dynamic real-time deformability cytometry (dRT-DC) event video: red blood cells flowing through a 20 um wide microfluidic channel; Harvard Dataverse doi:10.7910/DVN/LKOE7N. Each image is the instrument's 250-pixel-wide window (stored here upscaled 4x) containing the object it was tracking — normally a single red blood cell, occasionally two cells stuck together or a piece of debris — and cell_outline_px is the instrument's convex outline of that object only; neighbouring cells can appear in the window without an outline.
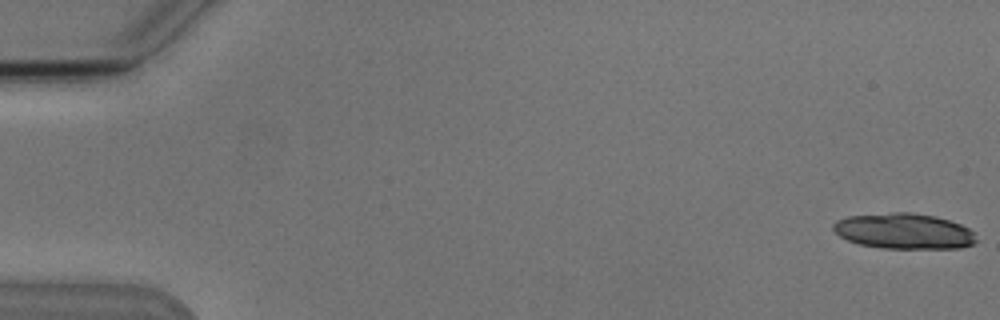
{"species": "Egyptian fruit bat (a non-hibernating species)", "species_latin": "Rousettus aegyptiacus", "temperature_condition": "cold", "stored_images_in_passage": 11, "camera_frame_rate_fps": 3000, "um_per_image_px": 0.085, "animal": {"sex": "male"}, "frame": {"image": 1, "passage_image": 1, "time_ms": 0.0, "image_size_px": [1000, 320], "cell_outline_px": [[976, 244], [960, 248], [884, 248], [860, 244], [848, 240], [840, 236], [832, 228], [832, 224], [836, 220], [848, 216], [892, 212], [912, 212], [936, 216], [960, 224], [968, 228], [972, 232], [976, 240]], "centroid_in_image_um": [76.83, 19.64], "position_along_channel_um": 8.2, "area_um2": 29.65}}
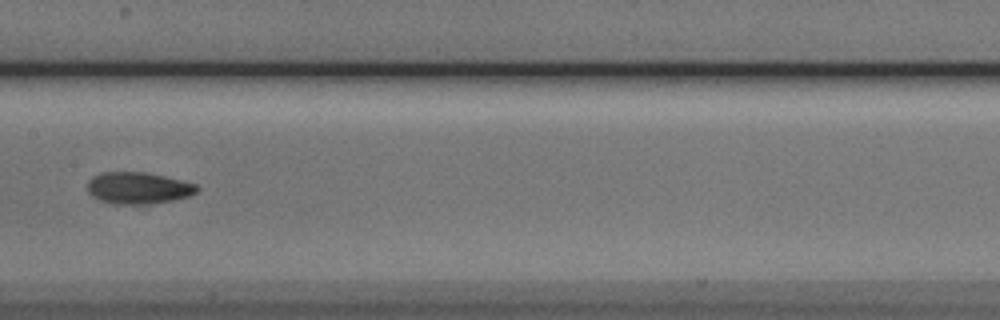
{"frame": {"image": 2, "passage_image": 8, "time_ms": 9.333, "image_size_px": [1000, 320], "cell_outline_px": [[200, 188], [196, 192], [188, 196], [172, 200], [144, 204], [120, 204], [100, 200], [92, 196], [88, 192], [88, 180], [92, 176], [100, 172], [148, 172], [196, 184]], "centroid_in_image_um": [11.73, 15.96], "position_along_channel_um": 195.7, "area_um2": 20.11}}
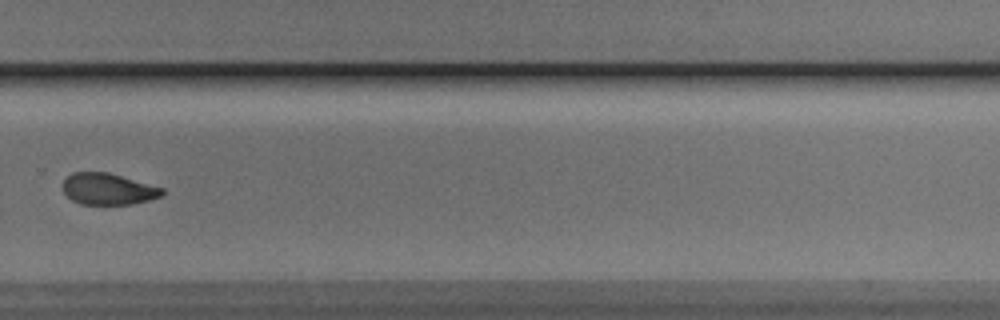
{"frame": {"image": 3, "passage_image": 11, "time_ms": 12.667, "image_size_px": [1000, 320], "cell_outline_px": [[164, 192], [160, 196], [148, 200], [132, 204], [80, 204], [72, 200], [64, 192], [64, 180], [72, 172], [108, 172], [164, 188]], "centroid_in_image_um": [9.19, 16.06], "position_along_channel_um": 320.6, "area_um2": 18.03}}